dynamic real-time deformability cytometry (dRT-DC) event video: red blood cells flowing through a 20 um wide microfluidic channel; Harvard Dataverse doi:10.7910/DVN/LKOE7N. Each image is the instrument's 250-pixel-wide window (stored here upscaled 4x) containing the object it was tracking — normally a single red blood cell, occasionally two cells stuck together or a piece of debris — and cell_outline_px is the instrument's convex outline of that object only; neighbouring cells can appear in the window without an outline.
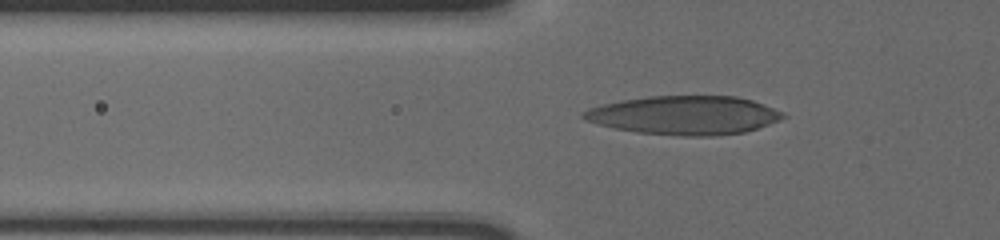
{"species": "human", "species_latin": "Homo sapiens", "temperature_condition": "cold", "stored_images_in_passage": 59, "camera_frame_rate_fps": 3000, "um_per_image_px": 0.085, "donor": {"sex": "male"}, "frame": {"image": 1, "passage_image": 23, "time_ms": 7.333, "image_size_px": [1000, 240], "cell_outline_px": [[788, 116], [780, 120], [744, 132], [712, 136], [680, 136], [636, 132], [596, 124], [584, 120], [580, 116], [588, 108], [604, 104], [624, 100], [648, 96], [736, 96], [752, 100], [784, 112]], "centroid_in_image_um": [58.18, 9.8], "position_along_channel_um": 67.6, "area_um2": 44.97}}
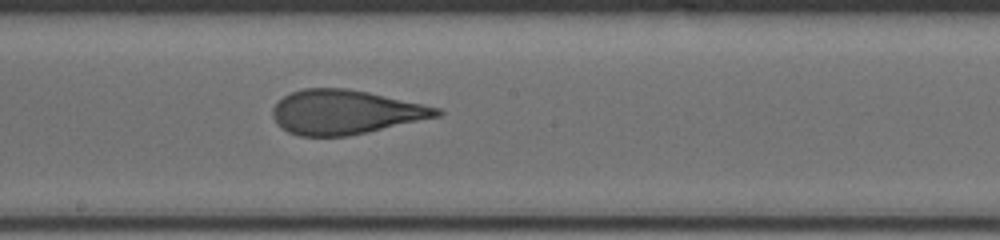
{"frame": {"image": 2, "passage_image": 36, "time_ms": 11.667, "image_size_px": [1000, 240], "cell_outline_px": [[444, 112], [440, 116], [368, 132], [348, 136], [300, 136], [288, 132], [280, 128], [272, 116], [272, 108], [284, 96], [292, 92], [304, 88], [344, 88], [368, 92], [440, 108]], "centroid_in_image_um": [29.33, 9.54], "position_along_channel_um": 218.9, "area_um2": 42.19}}
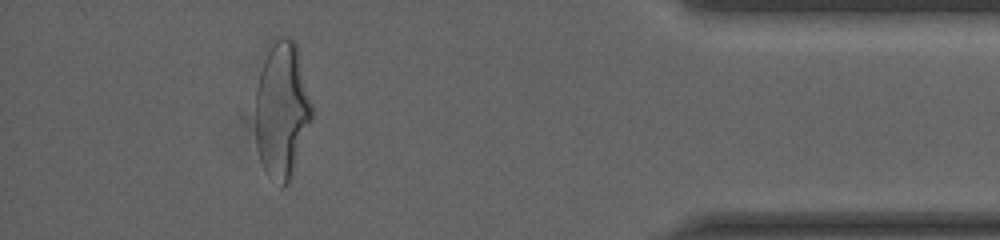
{"frame": {"image": 3, "passage_image": 55, "time_ms": 18.0, "image_size_px": [1000, 240], "cell_outline_px": [[312, 120], [288, 184], [280, 188], [268, 176], [260, 160], [256, 144], [256, 88], [260, 72], [264, 60], [276, 36], [284, 36], [292, 40], [296, 44], [312, 108]], "centroid_in_image_um": [23.95, 9.4], "position_along_channel_um": 411.3, "area_um2": 44.33}, "authors_computed_cell_mechanics": {"area_um2": 41.7894, "velocity_mm_per_s": 3.6253, "shape_relaxation_time_tau1_ms": 7.0755, "shape_relaxation_time_tau2_ms": 1.3242, "deformation_change_tau1": 0.2501, "deformation_change_tau2": 0.1081}}